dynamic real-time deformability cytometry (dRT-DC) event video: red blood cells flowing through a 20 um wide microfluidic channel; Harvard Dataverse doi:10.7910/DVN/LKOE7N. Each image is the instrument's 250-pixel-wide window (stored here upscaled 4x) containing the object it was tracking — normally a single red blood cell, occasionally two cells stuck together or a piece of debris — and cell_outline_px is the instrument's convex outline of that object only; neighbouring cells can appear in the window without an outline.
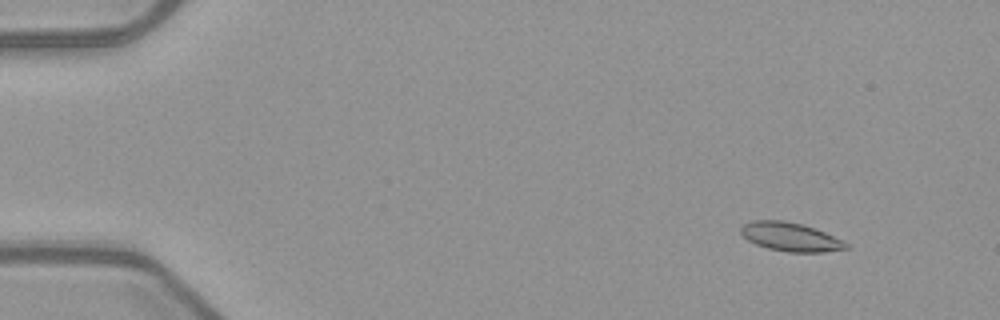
{"species": "common noctule bat (a hibernating species)", "species_latin": "Nyctalus noctula", "temperature_condition": "warm", "stored_images_in_passage": 53, "camera_frame_rate_fps": 3000, "um_per_image_px": 0.085, "animal": {"sex": "female", "body_mass_g": 21.9}, "frame": {"image": 1, "passage_image": 6, "time_ms": 1.667, "image_size_px": [1000, 320], "cell_outline_px": [[848, 248], [824, 252], [788, 252], [768, 248], [756, 244], [748, 240], [740, 232], [740, 228], [744, 224], [752, 220], [784, 220], [804, 224], [844, 240], [848, 244]], "centroid_in_image_um": [67.19, 20.12], "position_along_channel_um": 17.8, "area_um2": 17.63}}
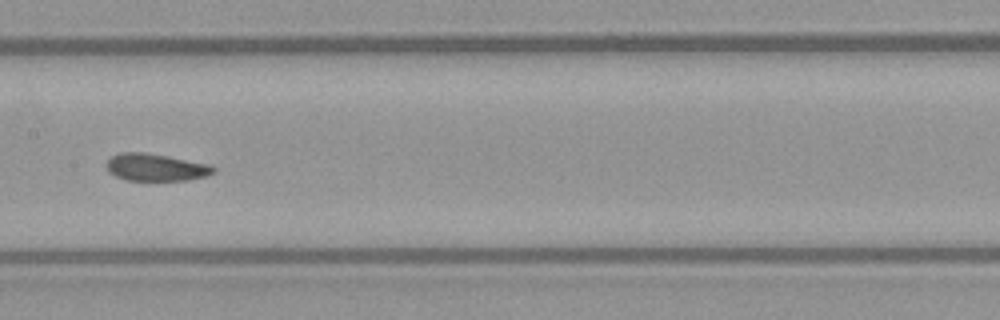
{"frame": {"image": 2, "passage_image": 28, "time_ms": 9.0, "image_size_px": [1000, 320], "cell_outline_px": [[216, 172], [204, 176], [188, 180], [124, 180], [108, 172], [104, 164], [112, 156], [120, 152], [144, 152], [168, 156], [208, 164], [216, 168]], "centroid_in_image_um": [13.2, 14.22], "position_along_channel_um": 194.2, "area_um2": 17.05}}
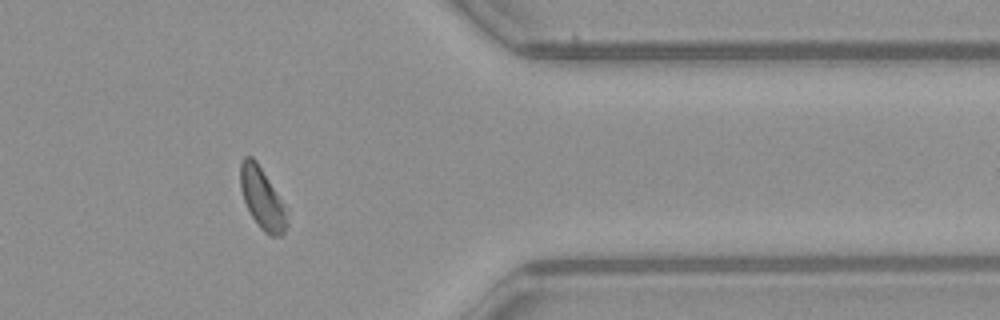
{"frame": {"image": 3, "passage_image": 44, "time_ms": 14.333, "image_size_px": [1000, 320], "cell_outline_px": [[288, 224], [284, 232], [280, 236], [272, 236], [264, 232], [260, 228], [252, 216], [244, 200], [240, 188], [240, 164], [244, 156], [252, 156], [256, 160], [288, 208]], "centroid_in_image_um": [22.32, 16.86], "position_along_channel_um": 389.1, "area_um2": 16.88}, "authors_computed_cell_mechanics": {"area_um2": 17.3978, "velocity_mm_per_s": 3.9693, "shape_relaxation_time_tau1_ms": 4.0191, "shape_relaxation_time_tau2_ms": 1.7987, "deformation_change_tau1": 0.1141, "deformation_change_tau2": 0.0874}}